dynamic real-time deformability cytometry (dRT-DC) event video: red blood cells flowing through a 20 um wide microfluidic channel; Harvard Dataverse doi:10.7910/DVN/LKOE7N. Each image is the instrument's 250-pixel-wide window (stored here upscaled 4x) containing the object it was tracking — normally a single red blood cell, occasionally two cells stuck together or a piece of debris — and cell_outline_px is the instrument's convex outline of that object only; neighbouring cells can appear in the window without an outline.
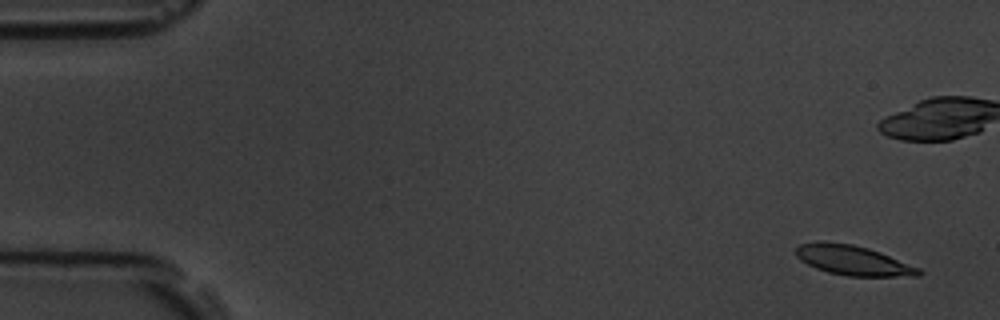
{"species": "common noctule bat (a hibernating species)", "species_latin": "Nyctalus noctula", "temperature_condition": "room temperature", "stored_images_in_passage": 6, "camera_frame_rate_fps": 3000, "um_per_image_px": 0.085, "animal": {"sex": "male", "body_mass_g": 19.5, "forearm_length_mm": 54.6}, "frame": {"image": 1, "passage_image": 1, "time_ms": 0.0, "image_size_px": [1000, 320], "cell_outline_px": [[924, 272], [920, 276], [848, 276], [828, 272], [816, 268], [800, 260], [796, 256], [796, 248], [800, 244], [816, 240], [824, 240], [852, 244], [868, 248], [880, 252], [920, 268]], "centroid_in_image_um": [72.49, 22.11], "position_along_channel_um": 12.5, "area_um2": 21.5}}